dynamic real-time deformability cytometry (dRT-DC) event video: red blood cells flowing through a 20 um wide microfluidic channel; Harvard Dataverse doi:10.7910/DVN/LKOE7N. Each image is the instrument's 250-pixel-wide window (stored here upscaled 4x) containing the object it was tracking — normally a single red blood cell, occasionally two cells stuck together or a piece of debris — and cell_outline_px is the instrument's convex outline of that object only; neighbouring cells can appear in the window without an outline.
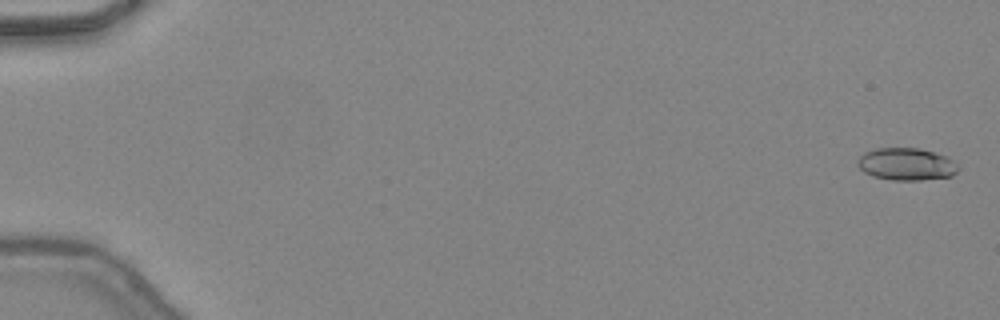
{"species": "common noctule bat (a hibernating species)", "species_latin": "Nyctalus noctula", "temperature_condition": "warm", "stored_images_in_passage": 48, "camera_frame_rate_fps": 3000, "um_per_image_px": 0.085, "animal": {"sex": "female", "body_mass_g": 24.6, "forearm_length_mm": 56.2}, "frame": {"image": 1, "passage_image": 2, "time_ms": 0.333, "image_size_px": [1000, 320], "cell_outline_px": [[960, 168], [952, 176], [920, 180], [892, 180], [872, 176], [864, 172], [856, 164], [856, 160], [864, 152], [876, 148], [920, 148], [948, 156], [960, 164]], "centroid_in_image_um": [77.07, 13.95], "position_along_channel_um": 7.9, "area_um2": 19.31}}
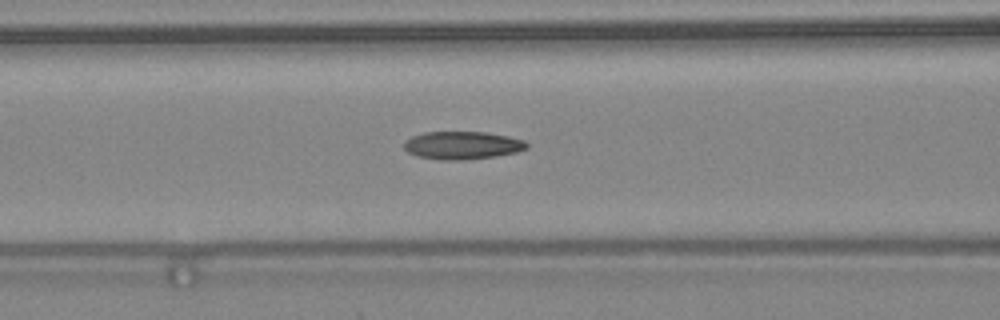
{"frame": {"image": 2, "passage_image": 22, "time_ms": 7.0, "image_size_px": [1000, 320], "cell_outline_px": [[528, 148], [516, 152], [496, 156], [460, 160], [440, 160], [416, 156], [408, 152], [404, 148], [404, 140], [412, 136], [424, 132], [488, 132], [508, 136], [524, 140], [528, 144]], "centroid_in_image_um": [39.28, 12.35], "position_along_channel_um": 127.3, "area_um2": 20.06}}
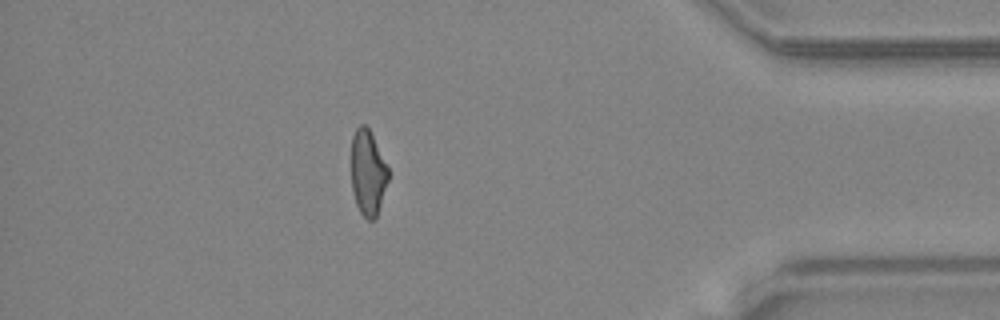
{"frame": {"image": 3, "passage_image": 43, "time_ms": 14.0, "image_size_px": [1000, 320], "cell_outline_px": [[388, 180], [376, 220], [368, 220], [360, 212], [356, 204], [352, 192], [352, 136], [356, 128], [360, 124], [364, 124], [368, 128], [388, 168]], "centroid_in_image_um": [31.26, 14.72], "position_along_channel_um": 403.9, "area_um2": 18.21}, "authors_computed_cell_mechanics": {"area_um2": 19.363, "velocity_mm_per_s": 4.4753, "shape_relaxation_time_tau1_ms": null, "shape_relaxation_time_tau2_ms": 2.6188, "deformation_change_tau1": null, "deformation_change_tau2": 0.1155}}